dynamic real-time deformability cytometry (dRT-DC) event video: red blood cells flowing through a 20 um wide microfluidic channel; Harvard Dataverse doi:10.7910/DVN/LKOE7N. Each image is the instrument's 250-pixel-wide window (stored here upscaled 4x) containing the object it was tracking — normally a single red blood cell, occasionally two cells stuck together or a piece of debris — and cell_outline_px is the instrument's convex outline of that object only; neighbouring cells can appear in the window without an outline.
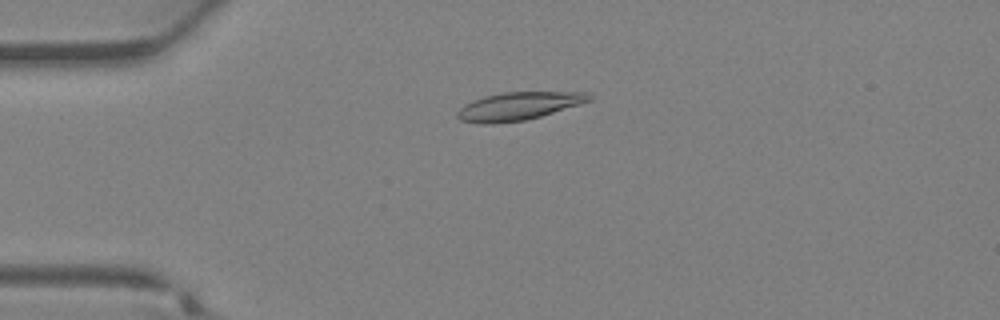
{"species": "Egyptian fruit bat (a non-hibernating species)", "species_latin": "Rousettus aegyptiacus", "temperature_condition": "warm", "stored_images_in_passage": 29, "camera_frame_rate_fps": 3000, "um_per_image_px": 0.085, "animal": {"sex": "female"}, "frame": {"image": 1, "passage_image": 1, "time_ms": 0.0, "image_size_px": [1000, 320], "cell_outline_px": [[592, 100], [580, 104], [540, 116], [524, 120], [492, 124], [484, 124], [460, 120], [456, 116], [456, 112], [464, 104], [472, 100], [484, 96], [504, 92], [588, 92], [592, 96]], "centroid_in_image_um": [44.05, 9.01], "position_along_channel_um": 41.0, "area_um2": 21.44}}
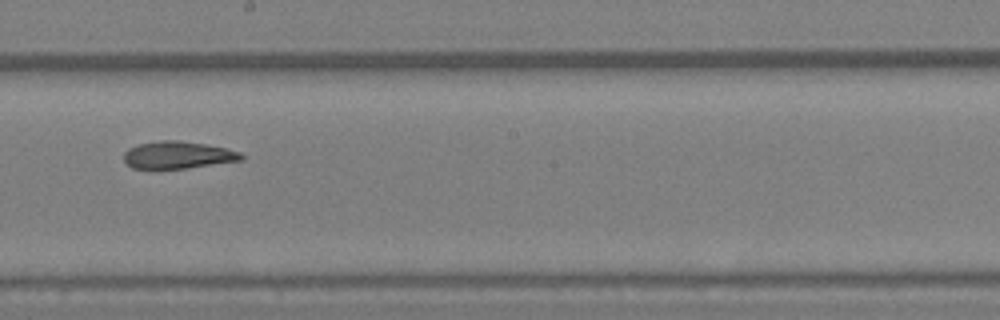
{"frame": {"image": 2, "passage_image": 13, "time_ms": 4.0, "image_size_px": [1000, 320], "cell_outline_px": [[244, 156], [240, 160], [184, 168], [132, 168], [124, 160], [124, 152], [128, 148], [140, 144], [160, 140], [176, 140], [204, 144], [224, 148], [240, 152]], "centroid_in_image_um": [15.08, 13.17], "position_along_channel_um": 233.1, "area_um2": 18.21}}
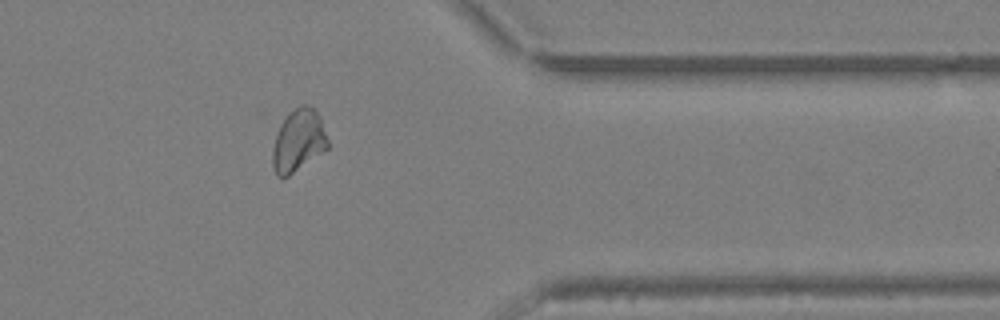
{"frame": {"image": 3, "passage_image": 22, "time_ms": 7.0, "image_size_px": [1000, 320], "cell_outline_px": [[328, 148], [288, 176], [276, 176], [272, 168], [272, 152], [276, 136], [288, 112], [300, 104], [304, 104], [312, 108], [320, 116], [328, 140]], "centroid_in_image_um": [25.36, 11.95], "position_along_channel_um": 386.0, "area_um2": 19.77}}